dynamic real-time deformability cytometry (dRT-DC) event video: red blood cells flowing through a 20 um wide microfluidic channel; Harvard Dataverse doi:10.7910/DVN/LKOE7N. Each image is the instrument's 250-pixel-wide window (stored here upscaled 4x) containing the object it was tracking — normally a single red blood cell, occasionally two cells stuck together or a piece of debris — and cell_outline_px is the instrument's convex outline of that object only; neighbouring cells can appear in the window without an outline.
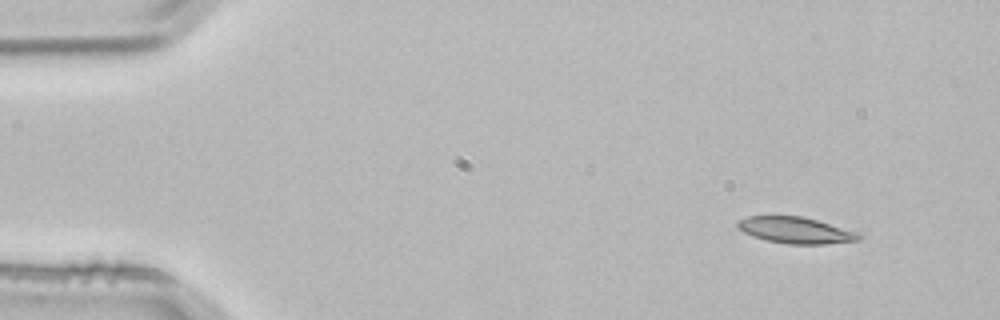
{"species": "common noctule bat (a hibernating species)", "species_latin": "Nyctalus noctula", "temperature_condition": "room temperature", "stored_images_in_passage": 2, "camera_frame_rate_fps": 3000, "um_per_image_px": 0.085, "animal": {"sex": "male", "body_mass_g": 21.5, "forearm_length_mm": 52.0}, "frame": {"image": 1, "passage_image": 1, "time_ms": 0.0, "image_size_px": [1000, 320], "cell_outline_px": [[864, 236], [860, 240], [828, 244], [788, 244], [768, 240], [752, 236], [736, 228], [736, 220], [748, 216], [804, 216], [860, 232]], "centroid_in_image_um": [67.67, 19.56], "position_along_channel_um": 17.3, "area_um2": 18.96}}
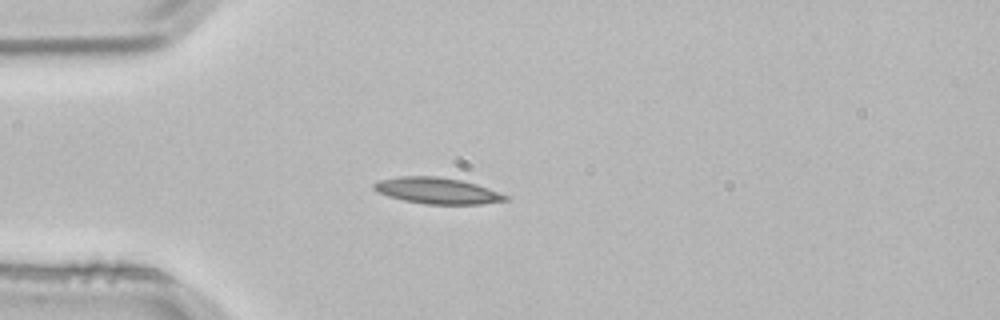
{"frame": {"image": 2, "passage_image": 2, "time_ms": 0.333, "image_size_px": [1000, 320], "cell_outline_px": [[508, 200], [480, 204], [424, 204], [404, 200], [388, 196], [372, 188], [372, 184], [380, 180], [400, 176], [440, 176], [460, 180], [476, 184], [508, 196]], "centroid_in_image_um": [37.14, 16.2], "position_along_channel_um": 47.9, "area_um2": 19.88}}